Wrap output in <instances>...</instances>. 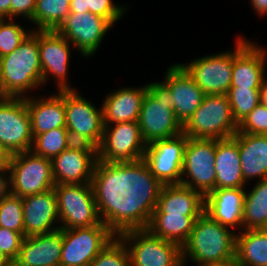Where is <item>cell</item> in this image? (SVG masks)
<instances>
[{"instance_id": "obj_20", "label": "cell", "mask_w": 267, "mask_h": 266, "mask_svg": "<svg viewBox=\"0 0 267 266\" xmlns=\"http://www.w3.org/2000/svg\"><path fill=\"white\" fill-rule=\"evenodd\" d=\"M164 83L174 98V113L182 125L201 105L204 93L186 70L179 64L170 66Z\"/></svg>"}, {"instance_id": "obj_50", "label": "cell", "mask_w": 267, "mask_h": 266, "mask_svg": "<svg viewBox=\"0 0 267 266\" xmlns=\"http://www.w3.org/2000/svg\"><path fill=\"white\" fill-rule=\"evenodd\" d=\"M261 230L267 235V223L261 228Z\"/></svg>"}, {"instance_id": "obj_44", "label": "cell", "mask_w": 267, "mask_h": 266, "mask_svg": "<svg viewBox=\"0 0 267 266\" xmlns=\"http://www.w3.org/2000/svg\"><path fill=\"white\" fill-rule=\"evenodd\" d=\"M11 154L0 144V170H8Z\"/></svg>"}, {"instance_id": "obj_17", "label": "cell", "mask_w": 267, "mask_h": 266, "mask_svg": "<svg viewBox=\"0 0 267 266\" xmlns=\"http://www.w3.org/2000/svg\"><path fill=\"white\" fill-rule=\"evenodd\" d=\"M68 40L56 30H38L40 64L42 68V87L49 75L57 80L58 91L75 90L67 82L71 47Z\"/></svg>"}, {"instance_id": "obj_39", "label": "cell", "mask_w": 267, "mask_h": 266, "mask_svg": "<svg viewBox=\"0 0 267 266\" xmlns=\"http://www.w3.org/2000/svg\"><path fill=\"white\" fill-rule=\"evenodd\" d=\"M23 239L21 233L0 227V250L11 262L17 260Z\"/></svg>"}, {"instance_id": "obj_36", "label": "cell", "mask_w": 267, "mask_h": 266, "mask_svg": "<svg viewBox=\"0 0 267 266\" xmlns=\"http://www.w3.org/2000/svg\"><path fill=\"white\" fill-rule=\"evenodd\" d=\"M15 19H0V57L15 49L27 38L32 31L25 30L21 25L14 23Z\"/></svg>"}, {"instance_id": "obj_52", "label": "cell", "mask_w": 267, "mask_h": 266, "mask_svg": "<svg viewBox=\"0 0 267 266\" xmlns=\"http://www.w3.org/2000/svg\"><path fill=\"white\" fill-rule=\"evenodd\" d=\"M3 98L4 96L2 95L1 90H0V100H2Z\"/></svg>"}, {"instance_id": "obj_35", "label": "cell", "mask_w": 267, "mask_h": 266, "mask_svg": "<svg viewBox=\"0 0 267 266\" xmlns=\"http://www.w3.org/2000/svg\"><path fill=\"white\" fill-rule=\"evenodd\" d=\"M89 266H131L126 245L116 235L91 261Z\"/></svg>"}, {"instance_id": "obj_30", "label": "cell", "mask_w": 267, "mask_h": 266, "mask_svg": "<svg viewBox=\"0 0 267 266\" xmlns=\"http://www.w3.org/2000/svg\"><path fill=\"white\" fill-rule=\"evenodd\" d=\"M243 209V230L261 229L267 223V179L245 191Z\"/></svg>"}, {"instance_id": "obj_9", "label": "cell", "mask_w": 267, "mask_h": 266, "mask_svg": "<svg viewBox=\"0 0 267 266\" xmlns=\"http://www.w3.org/2000/svg\"><path fill=\"white\" fill-rule=\"evenodd\" d=\"M204 209L205 197L181 184L153 187L128 206L130 214L201 215Z\"/></svg>"}, {"instance_id": "obj_48", "label": "cell", "mask_w": 267, "mask_h": 266, "mask_svg": "<svg viewBox=\"0 0 267 266\" xmlns=\"http://www.w3.org/2000/svg\"><path fill=\"white\" fill-rule=\"evenodd\" d=\"M260 103L267 106V77L260 88Z\"/></svg>"}, {"instance_id": "obj_3", "label": "cell", "mask_w": 267, "mask_h": 266, "mask_svg": "<svg viewBox=\"0 0 267 266\" xmlns=\"http://www.w3.org/2000/svg\"><path fill=\"white\" fill-rule=\"evenodd\" d=\"M145 150L138 121L104 125L98 166L105 176L123 187L139 170Z\"/></svg>"}, {"instance_id": "obj_26", "label": "cell", "mask_w": 267, "mask_h": 266, "mask_svg": "<svg viewBox=\"0 0 267 266\" xmlns=\"http://www.w3.org/2000/svg\"><path fill=\"white\" fill-rule=\"evenodd\" d=\"M216 189L244 188L238 148V132L231 138L216 139Z\"/></svg>"}, {"instance_id": "obj_47", "label": "cell", "mask_w": 267, "mask_h": 266, "mask_svg": "<svg viewBox=\"0 0 267 266\" xmlns=\"http://www.w3.org/2000/svg\"><path fill=\"white\" fill-rule=\"evenodd\" d=\"M201 266H239V265L236 261V258H229V259L222 260V261L209 262Z\"/></svg>"}, {"instance_id": "obj_7", "label": "cell", "mask_w": 267, "mask_h": 266, "mask_svg": "<svg viewBox=\"0 0 267 266\" xmlns=\"http://www.w3.org/2000/svg\"><path fill=\"white\" fill-rule=\"evenodd\" d=\"M231 231L203 212L196 219L188 240L181 247L183 266L188 258L193 264L198 263V266L236 258V233Z\"/></svg>"}, {"instance_id": "obj_13", "label": "cell", "mask_w": 267, "mask_h": 266, "mask_svg": "<svg viewBox=\"0 0 267 266\" xmlns=\"http://www.w3.org/2000/svg\"><path fill=\"white\" fill-rule=\"evenodd\" d=\"M0 144L11 155L31 150L33 135L26 97L0 100Z\"/></svg>"}, {"instance_id": "obj_38", "label": "cell", "mask_w": 267, "mask_h": 266, "mask_svg": "<svg viewBox=\"0 0 267 266\" xmlns=\"http://www.w3.org/2000/svg\"><path fill=\"white\" fill-rule=\"evenodd\" d=\"M89 12L106 18L114 25L125 13V6H118L112 0H87Z\"/></svg>"}, {"instance_id": "obj_45", "label": "cell", "mask_w": 267, "mask_h": 266, "mask_svg": "<svg viewBox=\"0 0 267 266\" xmlns=\"http://www.w3.org/2000/svg\"><path fill=\"white\" fill-rule=\"evenodd\" d=\"M11 18V0H0V19Z\"/></svg>"}, {"instance_id": "obj_5", "label": "cell", "mask_w": 267, "mask_h": 266, "mask_svg": "<svg viewBox=\"0 0 267 266\" xmlns=\"http://www.w3.org/2000/svg\"><path fill=\"white\" fill-rule=\"evenodd\" d=\"M117 236L127 247L131 266H183L181 246L152 235L128 211Z\"/></svg>"}, {"instance_id": "obj_43", "label": "cell", "mask_w": 267, "mask_h": 266, "mask_svg": "<svg viewBox=\"0 0 267 266\" xmlns=\"http://www.w3.org/2000/svg\"><path fill=\"white\" fill-rule=\"evenodd\" d=\"M8 170H0V200L6 196L9 191V178L6 177Z\"/></svg>"}, {"instance_id": "obj_24", "label": "cell", "mask_w": 267, "mask_h": 266, "mask_svg": "<svg viewBox=\"0 0 267 266\" xmlns=\"http://www.w3.org/2000/svg\"><path fill=\"white\" fill-rule=\"evenodd\" d=\"M152 235L179 244L188 240L200 215L131 214Z\"/></svg>"}, {"instance_id": "obj_28", "label": "cell", "mask_w": 267, "mask_h": 266, "mask_svg": "<svg viewBox=\"0 0 267 266\" xmlns=\"http://www.w3.org/2000/svg\"><path fill=\"white\" fill-rule=\"evenodd\" d=\"M238 148L244 181L267 179V138L259 134L238 133Z\"/></svg>"}, {"instance_id": "obj_37", "label": "cell", "mask_w": 267, "mask_h": 266, "mask_svg": "<svg viewBox=\"0 0 267 266\" xmlns=\"http://www.w3.org/2000/svg\"><path fill=\"white\" fill-rule=\"evenodd\" d=\"M267 131V106L259 103L240 123L238 133L264 135Z\"/></svg>"}, {"instance_id": "obj_46", "label": "cell", "mask_w": 267, "mask_h": 266, "mask_svg": "<svg viewBox=\"0 0 267 266\" xmlns=\"http://www.w3.org/2000/svg\"><path fill=\"white\" fill-rule=\"evenodd\" d=\"M251 5L259 15H267V0H251Z\"/></svg>"}, {"instance_id": "obj_21", "label": "cell", "mask_w": 267, "mask_h": 266, "mask_svg": "<svg viewBox=\"0 0 267 266\" xmlns=\"http://www.w3.org/2000/svg\"><path fill=\"white\" fill-rule=\"evenodd\" d=\"M22 203L24 237L41 235L60 229V226L54 227L53 224L59 220L54 189L23 197Z\"/></svg>"}, {"instance_id": "obj_11", "label": "cell", "mask_w": 267, "mask_h": 266, "mask_svg": "<svg viewBox=\"0 0 267 266\" xmlns=\"http://www.w3.org/2000/svg\"><path fill=\"white\" fill-rule=\"evenodd\" d=\"M7 175L10 193L21 198L49 191L55 186L51 159L31 150L11 156Z\"/></svg>"}, {"instance_id": "obj_6", "label": "cell", "mask_w": 267, "mask_h": 266, "mask_svg": "<svg viewBox=\"0 0 267 266\" xmlns=\"http://www.w3.org/2000/svg\"><path fill=\"white\" fill-rule=\"evenodd\" d=\"M42 86L38 30L11 53L0 57V90L4 97L25 98L24 93Z\"/></svg>"}, {"instance_id": "obj_42", "label": "cell", "mask_w": 267, "mask_h": 266, "mask_svg": "<svg viewBox=\"0 0 267 266\" xmlns=\"http://www.w3.org/2000/svg\"><path fill=\"white\" fill-rule=\"evenodd\" d=\"M89 12L87 0H70V13H83Z\"/></svg>"}, {"instance_id": "obj_25", "label": "cell", "mask_w": 267, "mask_h": 266, "mask_svg": "<svg viewBox=\"0 0 267 266\" xmlns=\"http://www.w3.org/2000/svg\"><path fill=\"white\" fill-rule=\"evenodd\" d=\"M147 85L141 88L125 87L111 92L102 104L103 124L138 121Z\"/></svg>"}, {"instance_id": "obj_15", "label": "cell", "mask_w": 267, "mask_h": 266, "mask_svg": "<svg viewBox=\"0 0 267 266\" xmlns=\"http://www.w3.org/2000/svg\"><path fill=\"white\" fill-rule=\"evenodd\" d=\"M187 64V65H186ZM205 95L226 94L231 87L233 51L204 56L180 64Z\"/></svg>"}, {"instance_id": "obj_10", "label": "cell", "mask_w": 267, "mask_h": 266, "mask_svg": "<svg viewBox=\"0 0 267 266\" xmlns=\"http://www.w3.org/2000/svg\"><path fill=\"white\" fill-rule=\"evenodd\" d=\"M226 94L204 95L201 105L183 125L189 138L227 139L238 131Z\"/></svg>"}, {"instance_id": "obj_22", "label": "cell", "mask_w": 267, "mask_h": 266, "mask_svg": "<svg viewBox=\"0 0 267 266\" xmlns=\"http://www.w3.org/2000/svg\"><path fill=\"white\" fill-rule=\"evenodd\" d=\"M244 188L213 189L205 196V209L222 226L243 230Z\"/></svg>"}, {"instance_id": "obj_27", "label": "cell", "mask_w": 267, "mask_h": 266, "mask_svg": "<svg viewBox=\"0 0 267 266\" xmlns=\"http://www.w3.org/2000/svg\"><path fill=\"white\" fill-rule=\"evenodd\" d=\"M26 97L33 138L55 128L66 127L64 91L49 98Z\"/></svg>"}, {"instance_id": "obj_49", "label": "cell", "mask_w": 267, "mask_h": 266, "mask_svg": "<svg viewBox=\"0 0 267 266\" xmlns=\"http://www.w3.org/2000/svg\"><path fill=\"white\" fill-rule=\"evenodd\" d=\"M11 261L0 250V266H8Z\"/></svg>"}, {"instance_id": "obj_29", "label": "cell", "mask_w": 267, "mask_h": 266, "mask_svg": "<svg viewBox=\"0 0 267 266\" xmlns=\"http://www.w3.org/2000/svg\"><path fill=\"white\" fill-rule=\"evenodd\" d=\"M235 257L239 266H267V235L261 229H240Z\"/></svg>"}, {"instance_id": "obj_19", "label": "cell", "mask_w": 267, "mask_h": 266, "mask_svg": "<svg viewBox=\"0 0 267 266\" xmlns=\"http://www.w3.org/2000/svg\"><path fill=\"white\" fill-rule=\"evenodd\" d=\"M64 103L66 129L86 135L99 146L104 129L102 108L97 109L76 90L64 91Z\"/></svg>"}, {"instance_id": "obj_8", "label": "cell", "mask_w": 267, "mask_h": 266, "mask_svg": "<svg viewBox=\"0 0 267 266\" xmlns=\"http://www.w3.org/2000/svg\"><path fill=\"white\" fill-rule=\"evenodd\" d=\"M173 108L174 98L169 87L163 81L148 83L138 119L146 145L183 133V125Z\"/></svg>"}, {"instance_id": "obj_34", "label": "cell", "mask_w": 267, "mask_h": 266, "mask_svg": "<svg viewBox=\"0 0 267 266\" xmlns=\"http://www.w3.org/2000/svg\"><path fill=\"white\" fill-rule=\"evenodd\" d=\"M0 227L24 236L22 198L10 192L0 200Z\"/></svg>"}, {"instance_id": "obj_23", "label": "cell", "mask_w": 267, "mask_h": 266, "mask_svg": "<svg viewBox=\"0 0 267 266\" xmlns=\"http://www.w3.org/2000/svg\"><path fill=\"white\" fill-rule=\"evenodd\" d=\"M62 229L24 237L19 256V266H60Z\"/></svg>"}, {"instance_id": "obj_2", "label": "cell", "mask_w": 267, "mask_h": 266, "mask_svg": "<svg viewBox=\"0 0 267 266\" xmlns=\"http://www.w3.org/2000/svg\"><path fill=\"white\" fill-rule=\"evenodd\" d=\"M188 138L182 133L146 145L139 170L122 187V202L127 207L153 187L180 184Z\"/></svg>"}, {"instance_id": "obj_4", "label": "cell", "mask_w": 267, "mask_h": 266, "mask_svg": "<svg viewBox=\"0 0 267 266\" xmlns=\"http://www.w3.org/2000/svg\"><path fill=\"white\" fill-rule=\"evenodd\" d=\"M127 211L121 201L98 225L62 229L60 266H89L117 235L120 219Z\"/></svg>"}, {"instance_id": "obj_16", "label": "cell", "mask_w": 267, "mask_h": 266, "mask_svg": "<svg viewBox=\"0 0 267 266\" xmlns=\"http://www.w3.org/2000/svg\"><path fill=\"white\" fill-rule=\"evenodd\" d=\"M112 26L106 18L91 12L69 13L56 31L75 45L82 56L88 58L95 54Z\"/></svg>"}, {"instance_id": "obj_31", "label": "cell", "mask_w": 267, "mask_h": 266, "mask_svg": "<svg viewBox=\"0 0 267 266\" xmlns=\"http://www.w3.org/2000/svg\"><path fill=\"white\" fill-rule=\"evenodd\" d=\"M70 13V0H36L33 23L37 30H57Z\"/></svg>"}, {"instance_id": "obj_51", "label": "cell", "mask_w": 267, "mask_h": 266, "mask_svg": "<svg viewBox=\"0 0 267 266\" xmlns=\"http://www.w3.org/2000/svg\"><path fill=\"white\" fill-rule=\"evenodd\" d=\"M8 266H19L16 262H11Z\"/></svg>"}, {"instance_id": "obj_12", "label": "cell", "mask_w": 267, "mask_h": 266, "mask_svg": "<svg viewBox=\"0 0 267 266\" xmlns=\"http://www.w3.org/2000/svg\"><path fill=\"white\" fill-rule=\"evenodd\" d=\"M215 152L216 139L188 138L180 184L204 197L216 189Z\"/></svg>"}, {"instance_id": "obj_40", "label": "cell", "mask_w": 267, "mask_h": 266, "mask_svg": "<svg viewBox=\"0 0 267 266\" xmlns=\"http://www.w3.org/2000/svg\"><path fill=\"white\" fill-rule=\"evenodd\" d=\"M66 148L84 153H98V146L86 135L67 130Z\"/></svg>"}, {"instance_id": "obj_32", "label": "cell", "mask_w": 267, "mask_h": 266, "mask_svg": "<svg viewBox=\"0 0 267 266\" xmlns=\"http://www.w3.org/2000/svg\"><path fill=\"white\" fill-rule=\"evenodd\" d=\"M66 127L55 128L33 138L31 151L45 158L52 159L66 148Z\"/></svg>"}, {"instance_id": "obj_41", "label": "cell", "mask_w": 267, "mask_h": 266, "mask_svg": "<svg viewBox=\"0 0 267 266\" xmlns=\"http://www.w3.org/2000/svg\"><path fill=\"white\" fill-rule=\"evenodd\" d=\"M35 6L36 0H11V18L21 15L33 23Z\"/></svg>"}, {"instance_id": "obj_33", "label": "cell", "mask_w": 267, "mask_h": 266, "mask_svg": "<svg viewBox=\"0 0 267 266\" xmlns=\"http://www.w3.org/2000/svg\"><path fill=\"white\" fill-rule=\"evenodd\" d=\"M226 95L238 124L260 103V89L230 87Z\"/></svg>"}, {"instance_id": "obj_18", "label": "cell", "mask_w": 267, "mask_h": 266, "mask_svg": "<svg viewBox=\"0 0 267 266\" xmlns=\"http://www.w3.org/2000/svg\"><path fill=\"white\" fill-rule=\"evenodd\" d=\"M235 45L231 87L260 89L267 77L265 48L243 37H239Z\"/></svg>"}, {"instance_id": "obj_14", "label": "cell", "mask_w": 267, "mask_h": 266, "mask_svg": "<svg viewBox=\"0 0 267 266\" xmlns=\"http://www.w3.org/2000/svg\"><path fill=\"white\" fill-rule=\"evenodd\" d=\"M56 184H118L98 166V153L65 149L51 159Z\"/></svg>"}, {"instance_id": "obj_1", "label": "cell", "mask_w": 267, "mask_h": 266, "mask_svg": "<svg viewBox=\"0 0 267 266\" xmlns=\"http://www.w3.org/2000/svg\"><path fill=\"white\" fill-rule=\"evenodd\" d=\"M60 229L98 225L121 201L119 184H56Z\"/></svg>"}]
</instances>
